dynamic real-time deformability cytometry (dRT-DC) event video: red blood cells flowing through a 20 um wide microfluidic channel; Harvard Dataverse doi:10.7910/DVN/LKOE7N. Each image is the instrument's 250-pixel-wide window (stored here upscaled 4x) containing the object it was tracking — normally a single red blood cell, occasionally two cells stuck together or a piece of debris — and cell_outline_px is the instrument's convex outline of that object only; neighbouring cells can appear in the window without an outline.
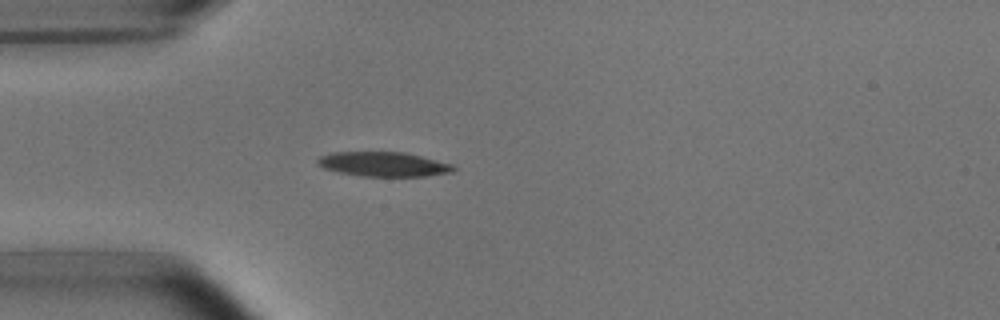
{"species": "common noctule bat (a hibernating species)", "species_latin": "Nyctalus noctula", "temperature_condition": "room temperature", "stored_images_in_passage": 5, "camera_frame_rate_fps": 3000, "um_per_image_px": 0.085, "animal": {"sex": "male", "body_mass_g": 15.6}, "frame": {"image": 1, "passage_image": 5, "time_ms": 4.667, "image_size_px": [1000, 320], "cell_outline_px": [[456, 168], [452, 172], [428, 176], [364, 176], [340, 172], [324, 168], [316, 160], [320, 156], [332, 152], [404, 152], [452, 164]], "centroid_in_image_um": [32.62, 13.95], "position_along_channel_um": 52.4, "area_um2": 19.19}}